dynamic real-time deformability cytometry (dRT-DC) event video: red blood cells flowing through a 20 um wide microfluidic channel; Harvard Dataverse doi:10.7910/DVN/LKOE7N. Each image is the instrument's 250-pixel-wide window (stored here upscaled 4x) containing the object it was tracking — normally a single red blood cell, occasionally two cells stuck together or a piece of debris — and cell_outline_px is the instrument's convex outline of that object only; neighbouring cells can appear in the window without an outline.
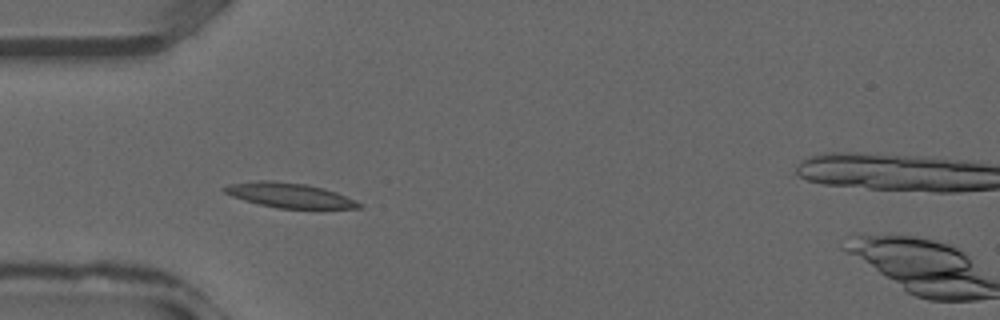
{"species": "common noctule bat (a hibernating species)", "species_latin": "Nyctalus noctula", "temperature_condition": "warm", "stored_images_in_passage": 35, "camera_frame_rate_fps": 3000, "um_per_image_px": 0.085, "animal": {"sex": "male", "forearm_length_mm": 52.5}, "frame": {"image": 1, "passage_image": 8, "time_ms": 2.333, "image_size_px": [1000, 320], "cell_outline_px": [[364, 208], [276, 208], [244, 200], [232, 196], [224, 192], [220, 188], [232, 184], [256, 180], [272, 180], [304, 184], [324, 188], [336, 192], [364, 204]], "centroid_in_image_um": [24.61, 16.59], "position_along_channel_um": 60.4, "area_um2": 19.31}}
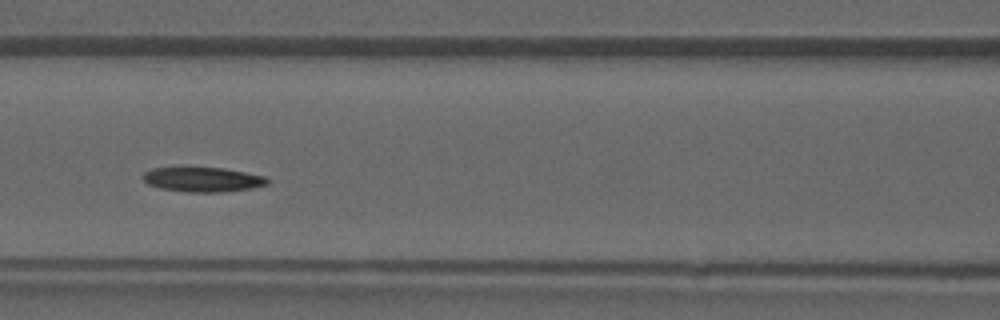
{"frame": {"image": 2, "passage_image": 13, "time_ms": 4.0, "image_size_px": [1000, 320], "cell_outline_px": [[268, 184], [252, 188], [220, 192], [184, 192], [160, 188], [148, 184], [140, 176], [144, 172], [152, 168], [224, 168], [264, 176], [268, 180]], "centroid_in_image_um": [17.19, 15.26], "position_along_channel_um": 149.4, "area_um2": 17.74}}
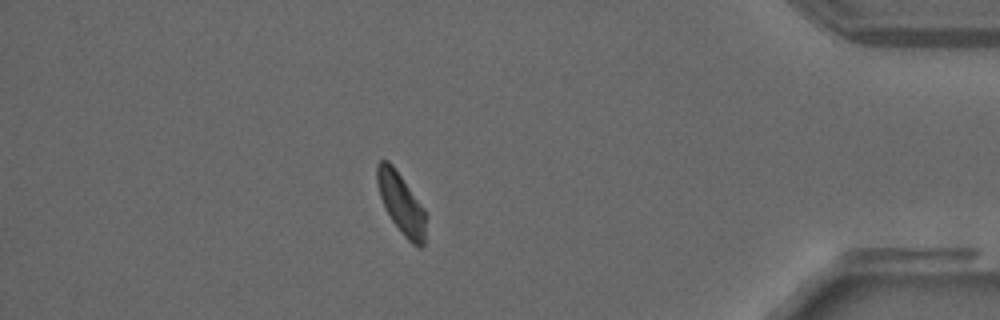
{"frame": {"image": 3, "passage_image": 29, "time_ms": 9.333, "image_size_px": [1000, 320], "cell_outline_px": [[428, 216], [424, 244], [420, 248], [412, 244], [404, 236], [392, 220], [380, 196], [376, 180], [376, 164], [380, 160], [388, 160], [392, 164], [424, 208]], "centroid_in_image_um": [34.13, 17.31], "position_along_channel_um": 401.1, "area_um2": 17.34}}